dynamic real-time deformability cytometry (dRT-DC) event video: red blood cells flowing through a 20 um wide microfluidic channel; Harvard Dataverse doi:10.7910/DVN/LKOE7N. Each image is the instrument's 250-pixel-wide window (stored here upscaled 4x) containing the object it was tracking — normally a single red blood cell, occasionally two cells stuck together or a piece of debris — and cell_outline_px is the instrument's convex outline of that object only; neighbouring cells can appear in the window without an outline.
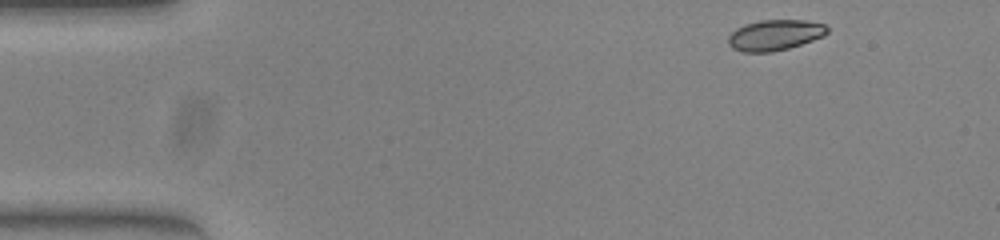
{"species": "common noctule bat (a hibernating species)", "species_latin": "Nyctalus noctula", "temperature_condition": "warm", "stored_images_in_passage": 47, "camera_frame_rate_fps": 3000, "um_per_image_px": 0.085, "animal": {"sex": "female", "body_mass_g": 23.0, "forearm_length_mm": 53.4}, "frame": {"image": 1, "passage_image": 1, "time_ms": 0.0, "image_size_px": [1000, 240], "cell_outline_px": [[828, 32], [824, 36], [788, 48], [772, 52], [744, 52], [732, 48], [728, 44], [728, 36], [736, 28], [744, 24], [760, 20], [804, 20], [824, 24], [828, 28]], "centroid_in_image_um": [65.84, 2.97], "position_along_channel_um": 19.2, "area_um2": 17.69}}
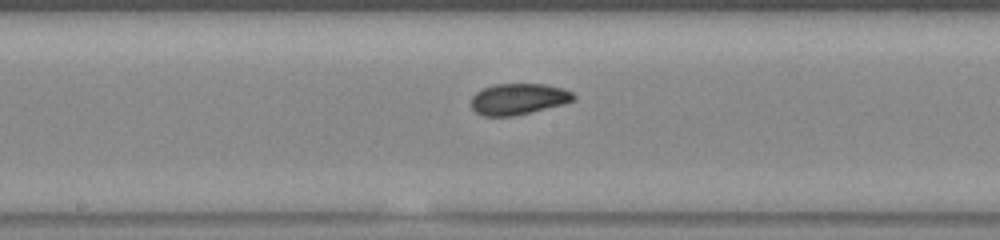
{"frame": {"image": 2, "passage_image": 22, "time_ms": 7.0, "image_size_px": [1000, 240], "cell_outline_px": [[576, 100], [564, 104], [512, 116], [484, 116], [476, 112], [472, 108], [472, 96], [476, 92], [484, 88], [496, 84], [544, 84], [564, 88], [572, 92], [576, 96]], "centroid_in_image_um": [44.1, 8.41], "position_along_channel_um": 204.1, "area_um2": 18.55}}
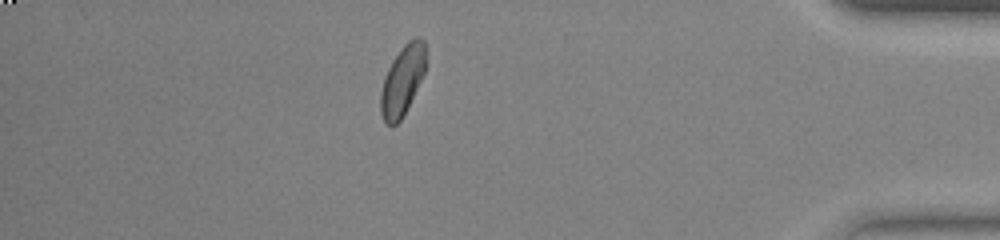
{"frame": {"image": 3, "passage_image": 40, "time_ms": 13.0, "image_size_px": [1000, 240], "cell_outline_px": [[424, 72], [400, 120], [392, 128], [384, 120], [380, 112], [380, 92], [384, 76], [392, 60], [404, 44], [408, 40], [416, 36], [420, 36], [424, 40]], "centroid_in_image_um": [34.16, 6.82], "position_along_channel_um": 401.0, "area_um2": 17.92}}